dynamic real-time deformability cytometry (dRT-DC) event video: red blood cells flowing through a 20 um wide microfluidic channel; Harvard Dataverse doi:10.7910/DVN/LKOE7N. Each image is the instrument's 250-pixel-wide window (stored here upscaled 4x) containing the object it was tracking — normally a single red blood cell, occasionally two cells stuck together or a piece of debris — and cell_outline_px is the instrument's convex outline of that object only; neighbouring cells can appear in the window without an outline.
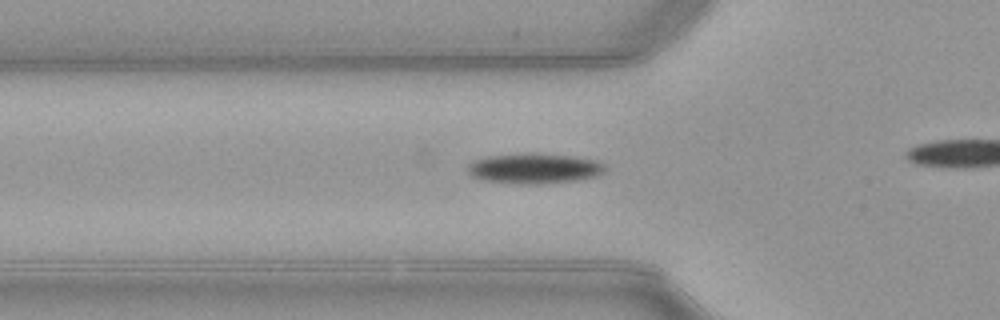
{"species": "common noctule bat (a hibernating species)", "species_latin": "Nyctalus noctula", "temperature_condition": "warm", "stored_images_in_passage": 41, "camera_frame_rate_fps": 3000, "um_per_image_px": 0.085, "animal": {"sex": "female", "body_mass_g": 21.9}, "frame": {"image": 1, "passage_image": 17, "time_ms": 5.333, "image_size_px": [1000, 320], "cell_outline_px": [[604, 172], [596, 176], [580, 180], [540, 184], [520, 184], [480, 180], [472, 176], [468, 172], [468, 164], [472, 160], [488, 156], [528, 152], [536, 152], [576, 156], [596, 160], [604, 164]], "centroid_in_image_um": [45.41, 14.3], "position_along_channel_um": 80.4, "area_um2": 24.8}}
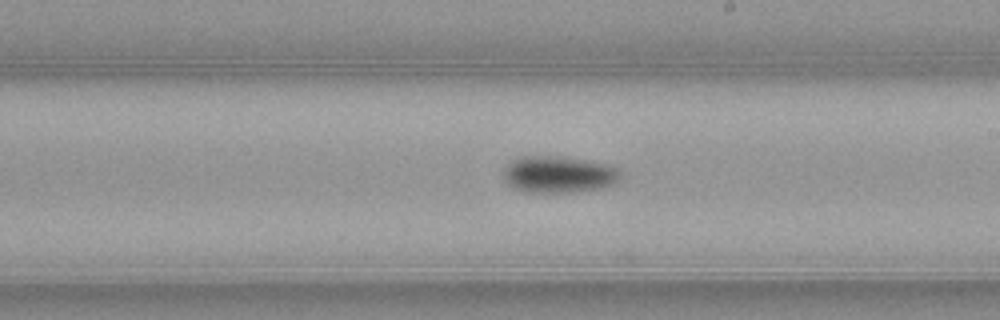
{"frame": {"image": 2, "passage_image": 29, "time_ms": 9.333, "image_size_px": [1000, 320], "cell_outline_px": [[620, 180], [616, 184], [604, 188], [572, 192], [524, 192], [512, 188], [504, 180], [504, 168], [512, 160], [520, 156], [564, 156], [592, 160], [612, 164], [620, 168]], "centroid_in_image_um": [47.55, 14.81], "position_along_channel_um": 241.5, "area_um2": 25.84}}
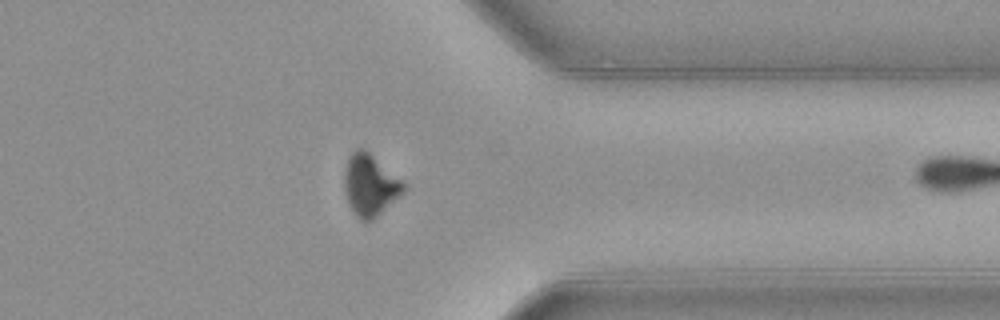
{"frame": {"image": 3, "passage_image": 40, "time_ms": 13.0, "image_size_px": [1000, 320], "cell_outline_px": [[408, 184], [404, 192], [372, 220], [360, 220], [352, 212], [348, 204], [344, 188], [344, 172], [348, 156], [356, 148], [364, 148]], "centroid_in_image_um": [31.45, 15.71], "position_along_channel_um": 379.9, "area_um2": 21.44}}